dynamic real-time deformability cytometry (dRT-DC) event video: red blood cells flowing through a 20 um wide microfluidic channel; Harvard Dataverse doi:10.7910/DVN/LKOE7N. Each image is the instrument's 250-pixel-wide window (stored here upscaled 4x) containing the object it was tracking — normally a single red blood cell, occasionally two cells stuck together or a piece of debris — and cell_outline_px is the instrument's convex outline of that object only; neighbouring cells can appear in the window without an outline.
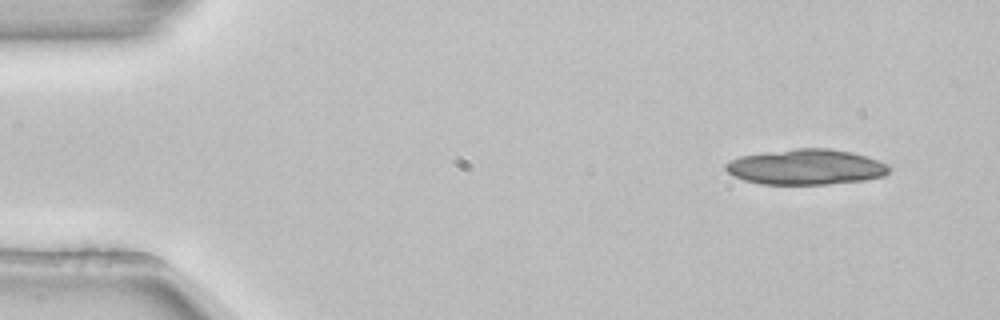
{"species": "common noctule bat (a hibernating species)", "species_latin": "Nyctalus noctula", "temperature_condition": "room temperature", "stored_images_in_passage": 17, "segment_of_instrument_passage": [1, 2], "camera_frame_rate_fps": 3000, "um_per_image_px": 0.085, "animal": {"sex": "female", "body_mass_g": 22.7, "forearm_length_mm": 54.2}, "frame": {"image": 1, "passage_image": 1, "time_ms": 0.0, "image_size_px": [1000, 320], "cell_outline_px": [[888, 172], [884, 176], [864, 180], [828, 184], [760, 184], [744, 180], [732, 176], [724, 168], [724, 164], [728, 160], [740, 156], [796, 148], [828, 148], [852, 152], [880, 160], [888, 164]], "centroid_in_image_um": [68.49, 14.19], "position_along_channel_um": 16.5, "area_um2": 33.87}}